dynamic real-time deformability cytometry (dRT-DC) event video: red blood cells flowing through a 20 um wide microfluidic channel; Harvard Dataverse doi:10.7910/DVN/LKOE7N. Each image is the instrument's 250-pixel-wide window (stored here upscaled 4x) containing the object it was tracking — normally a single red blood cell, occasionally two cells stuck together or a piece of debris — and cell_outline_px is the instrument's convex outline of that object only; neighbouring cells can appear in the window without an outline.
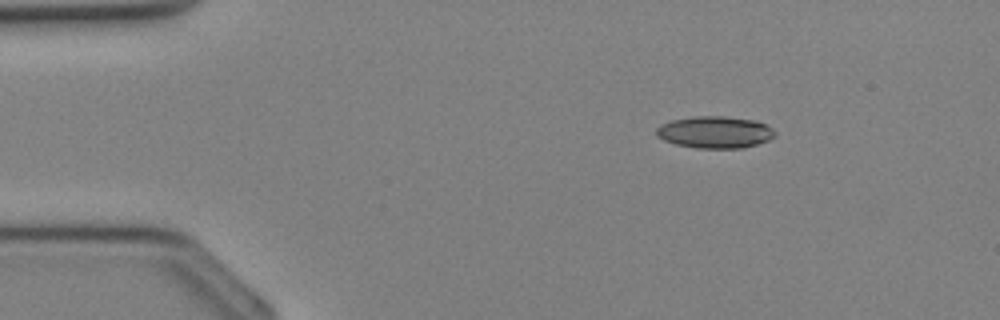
{"species": "Egyptian fruit bat (a non-hibernating species)", "species_latin": "Rousettus aegyptiacus", "temperature_condition": "cold", "stored_images_in_passage": 7, "camera_frame_rate_fps": 3000, "um_per_image_px": 0.085, "animal": {"sex": "female"}, "frame": {"image": 1, "passage_image": 1, "time_ms": 0.0, "image_size_px": [1000, 320], "cell_outline_px": [[776, 136], [768, 140], [744, 148], [696, 148], [676, 144], [664, 140], [656, 136], [656, 128], [660, 124], [672, 120], [692, 116], [728, 116], [756, 120], [772, 128], [776, 132]], "centroid_in_image_um": [60.77, 11.23], "position_along_channel_um": 24.2, "area_um2": 22.25}}
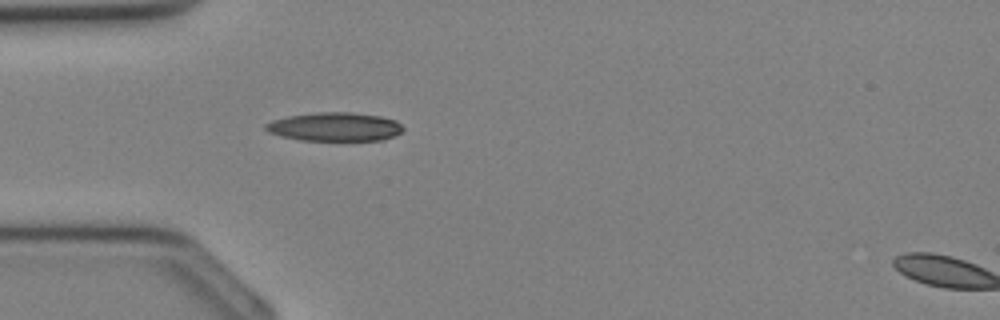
{"frame": {"image": 2, "passage_image": 6, "time_ms": 1.667, "image_size_px": [1000, 320], "cell_outline_px": [[404, 128], [400, 132], [384, 140], [300, 140], [268, 132], [264, 128], [264, 124], [272, 120], [288, 116], [316, 112], [352, 112], [380, 116], [396, 120]], "centroid_in_image_um": [28.45, 10.77], "position_along_channel_um": 56.6, "area_um2": 22.89}}